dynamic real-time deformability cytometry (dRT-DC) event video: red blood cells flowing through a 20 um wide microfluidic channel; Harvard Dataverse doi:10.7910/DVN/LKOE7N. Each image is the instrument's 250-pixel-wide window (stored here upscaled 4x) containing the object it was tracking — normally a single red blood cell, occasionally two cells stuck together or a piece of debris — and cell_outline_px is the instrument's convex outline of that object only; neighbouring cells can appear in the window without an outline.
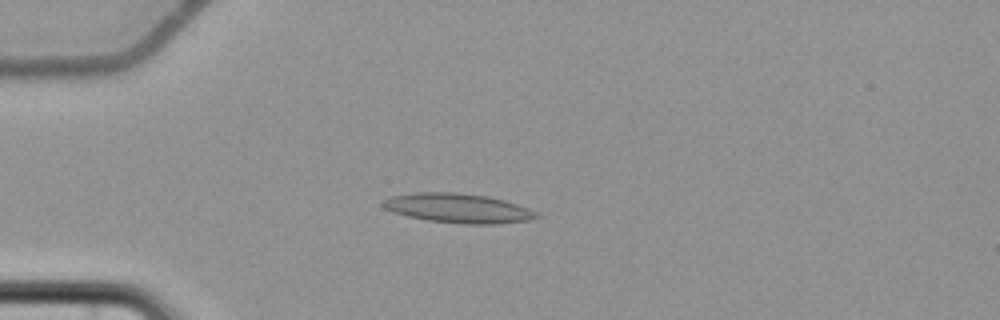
{"species": "common noctule bat (a hibernating species)", "species_latin": "Nyctalus noctula", "temperature_condition": "cold", "stored_images_in_passage": 5, "camera_frame_rate_fps": 3000, "um_per_image_px": 0.085, "animal": {"sex": "female", "body_mass_g": 22.7, "forearm_length_mm": 54.2}, "frame": {"image": 1, "passage_image": 5, "time_ms": 5.333, "image_size_px": [1000, 320], "cell_outline_px": [[540, 216], [528, 220], [496, 224], [464, 224], [428, 220], [408, 216], [392, 212], [384, 208], [380, 204], [384, 200], [392, 196], [412, 192], [452, 192], [488, 196], [504, 200], [528, 208], [536, 212]], "centroid_in_image_um": [38.9, 17.69], "position_along_channel_um": 46.1, "area_um2": 26.24}}